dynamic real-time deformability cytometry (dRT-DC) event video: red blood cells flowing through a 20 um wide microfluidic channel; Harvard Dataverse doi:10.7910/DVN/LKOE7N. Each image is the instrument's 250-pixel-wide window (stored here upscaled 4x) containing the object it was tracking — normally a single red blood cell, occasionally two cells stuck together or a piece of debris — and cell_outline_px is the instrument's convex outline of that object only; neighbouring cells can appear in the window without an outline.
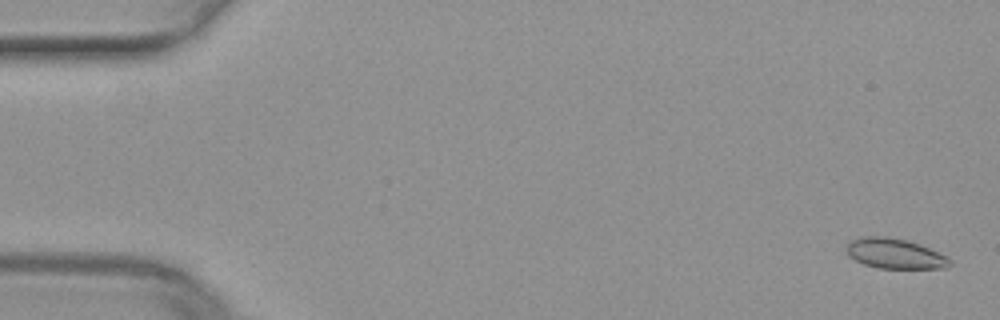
{"species": "common noctule bat (a hibernating species)", "species_latin": "Nyctalus noctula", "temperature_condition": "warm", "stored_images_in_passage": 11, "camera_frame_rate_fps": 3000, "um_per_image_px": 0.085, "animal": {"sex": "female", "body_mass_g": 29.2, "forearm_length_mm": 56.3}, "frame": {"image": 1, "passage_image": 2, "time_ms": 0.333, "image_size_px": [1000, 320], "cell_outline_px": [[952, 264], [948, 268], [880, 268], [864, 264], [848, 256], [844, 248], [848, 240], [860, 236], [888, 236], [908, 240], [920, 244], [948, 256], [952, 260]], "centroid_in_image_um": [76.04, 21.53], "position_along_channel_um": 9.0, "area_um2": 18.61}}